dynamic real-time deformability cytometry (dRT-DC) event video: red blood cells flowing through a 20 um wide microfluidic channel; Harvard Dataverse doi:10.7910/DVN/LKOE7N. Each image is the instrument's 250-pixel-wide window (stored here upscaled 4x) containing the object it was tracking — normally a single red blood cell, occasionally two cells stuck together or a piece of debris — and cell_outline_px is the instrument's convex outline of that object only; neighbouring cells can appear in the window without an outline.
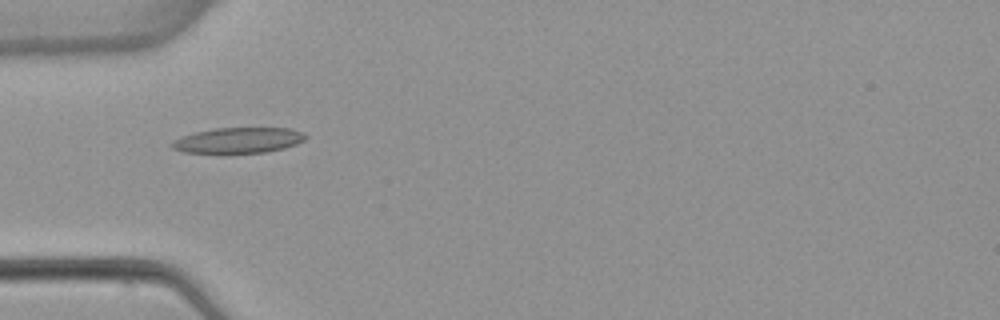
{"species": "common noctule bat (a hibernating species)", "species_latin": "Nyctalus noctula", "temperature_condition": "warm", "stored_images_in_passage": 7, "camera_frame_rate_fps": 3000, "um_per_image_px": 0.085, "animal": {"sex": "female", "body_mass_g": 22.7, "forearm_length_mm": 54.2}, "frame": {"image": 1, "passage_image": 5, "time_ms": 5.333, "image_size_px": [1000, 320], "cell_outline_px": [[308, 136], [304, 140], [296, 144], [284, 148], [264, 152], [184, 152], [172, 148], [168, 144], [184, 136], [196, 132], [216, 128], [288, 128], [304, 132]], "centroid_in_image_um": [20.3, 11.91], "position_along_channel_um": 64.7, "area_um2": 19.54}}
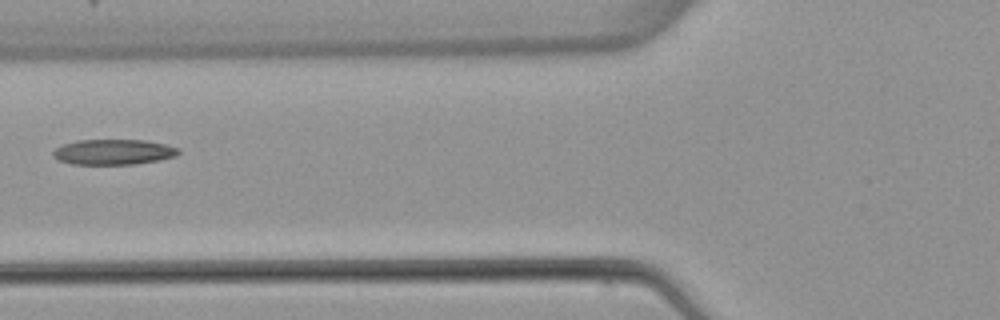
{"frame": {"image": 2, "passage_image": 6, "time_ms": 6.667, "image_size_px": [1000, 320], "cell_outline_px": [[180, 152], [176, 156], [160, 160], [136, 164], [72, 164], [60, 160], [52, 156], [52, 152], [56, 148], [64, 144], [76, 140], [148, 140], [180, 148]], "centroid_in_image_um": [9.67, 12.91], "position_along_channel_um": 116.1, "area_um2": 18.61}}
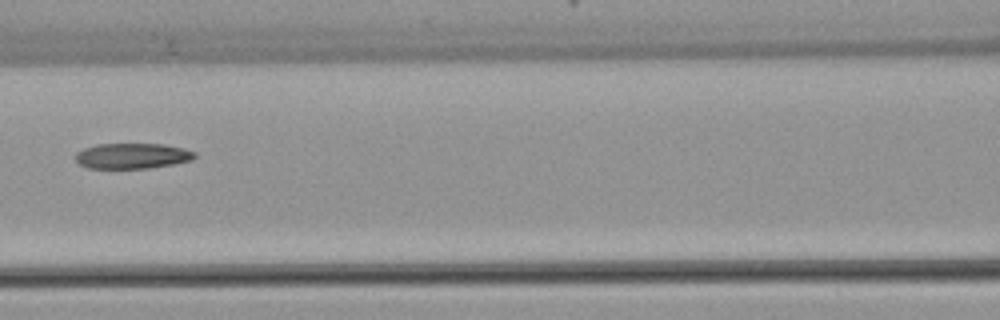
{"frame": {"image": 3, "passage_image": 7, "time_ms": 7.667, "image_size_px": [1000, 320], "cell_outline_px": [[196, 156], [192, 160], [172, 164], [148, 168], [88, 168], [80, 164], [76, 160], [76, 152], [84, 148], [96, 144], [164, 144], [184, 148], [196, 152]], "centroid_in_image_um": [11.25, 13.24], "position_along_channel_um": 155.3, "area_um2": 17.69}}